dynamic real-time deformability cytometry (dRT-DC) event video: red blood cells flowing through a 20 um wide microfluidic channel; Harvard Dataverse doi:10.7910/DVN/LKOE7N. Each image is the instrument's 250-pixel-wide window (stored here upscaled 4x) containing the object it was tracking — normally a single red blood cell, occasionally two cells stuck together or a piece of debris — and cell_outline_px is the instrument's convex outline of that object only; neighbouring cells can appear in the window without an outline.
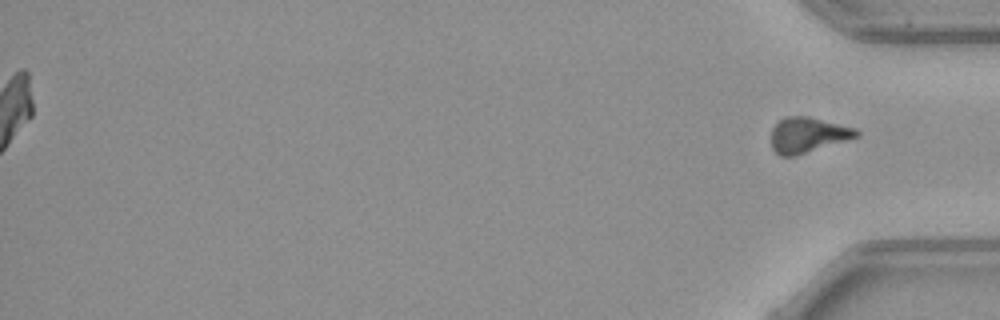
{"species": "common noctule bat (a hibernating species)", "species_latin": "Nyctalus noctula", "temperature_condition": "warm", "stored_images_in_passage": 55, "segment_of_instrument_passage": [2, 2], "camera_frame_rate_fps": 3000, "um_per_image_px": 0.085, "animal": {"sex": "female", "body_mass_g": 21.9}, "frame": {"image": 1, "passage_image": 55, "time_ms": 18.0, "image_size_px": [1000, 320], "cell_outline_px": [[860, 136], [796, 156], [780, 156], [772, 148], [772, 128], [780, 120], [788, 116], [808, 116], [856, 128], [860, 132]], "centroid_in_image_um": [68.68, 11.47], "position_along_channel_um": 366.5, "area_um2": 17.51}}